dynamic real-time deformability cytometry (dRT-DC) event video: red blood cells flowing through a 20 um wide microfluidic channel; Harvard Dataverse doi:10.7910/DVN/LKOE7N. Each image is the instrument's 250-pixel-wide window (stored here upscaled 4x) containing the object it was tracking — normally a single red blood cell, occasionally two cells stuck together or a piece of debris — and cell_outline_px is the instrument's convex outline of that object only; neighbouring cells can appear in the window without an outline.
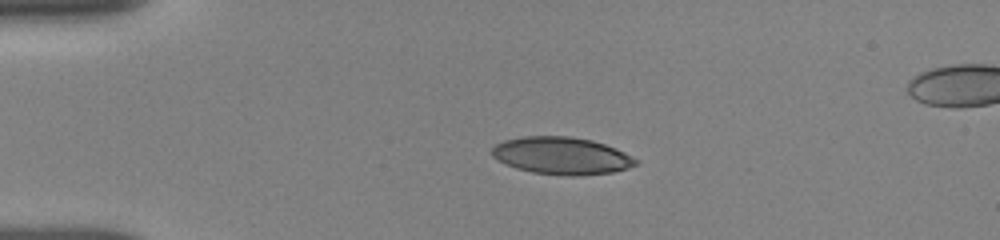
{"species": "human", "species_latin": "Homo sapiens", "temperature_condition": "room temperature", "stored_images_in_passage": 40, "segment_of_instrument_passage": [1, 2], "camera_frame_rate_fps": 3000, "um_per_image_px": 0.085, "donor": {"sex": "female"}, "frame": {"image": 1, "passage_image": 7, "time_ms": 3.0, "image_size_px": [1000, 240], "cell_outline_px": [[640, 160], [636, 164], [628, 168], [612, 172], [576, 176], [572, 176], [532, 172], [516, 168], [492, 156], [492, 148], [496, 144], [504, 140], [524, 136], [568, 136], [592, 140], [616, 148]], "centroid_in_image_um": [47.76, 13.23], "position_along_channel_um": 37.2, "area_um2": 31.1}}
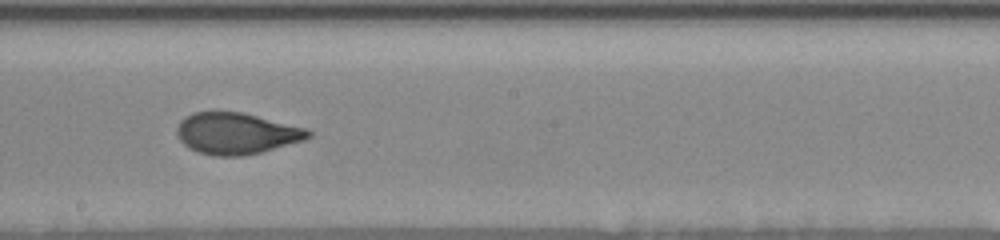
{"frame": {"image": 2, "passage_image": 22, "time_ms": 9.0, "image_size_px": [1000, 240], "cell_outline_px": [[312, 136], [304, 140], [260, 152], [240, 156], [216, 156], [200, 152], [188, 148], [180, 140], [176, 132], [176, 128], [180, 120], [192, 112], [244, 112], [304, 128], [312, 132]], "centroid_in_image_um": [20.06, 11.33], "position_along_channel_um": 228.1, "area_um2": 31.5}}
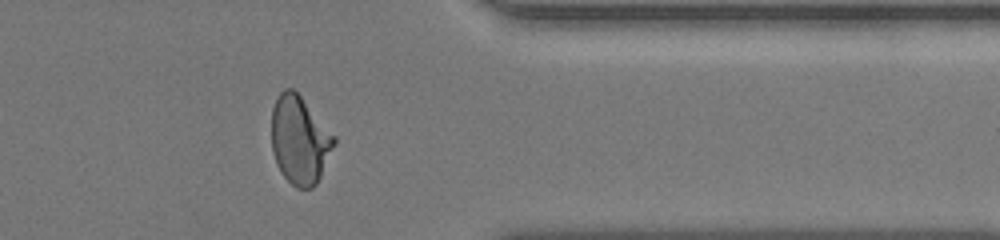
{"frame": {"image": 3, "passage_image": 33, "time_ms": 13.333, "image_size_px": [1000, 240], "cell_outline_px": [[336, 144], [316, 184], [312, 188], [296, 188], [280, 172], [276, 164], [272, 152], [272, 108], [276, 96], [284, 88], [292, 88], [300, 96], [336, 136]], "centroid_in_image_um": [25.47, 11.9], "position_along_channel_um": 385.9, "area_um2": 32.19}}